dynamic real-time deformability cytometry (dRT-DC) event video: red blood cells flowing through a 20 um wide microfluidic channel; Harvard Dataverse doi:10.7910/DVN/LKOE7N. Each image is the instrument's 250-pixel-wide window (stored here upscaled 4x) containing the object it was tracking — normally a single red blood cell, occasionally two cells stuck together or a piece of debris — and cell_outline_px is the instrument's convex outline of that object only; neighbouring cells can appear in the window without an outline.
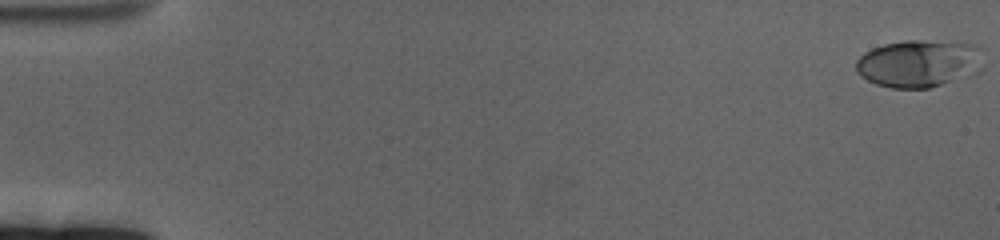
{"species": "human", "species_latin": "Homo sapiens", "temperature_condition": "cold", "stored_images_in_passage": 62, "camera_frame_rate_fps": 3000, "um_per_image_px": 0.085, "donor": {"sex": "female"}, "frame": {"image": 1, "passage_image": 1, "time_ms": 0.0, "image_size_px": [1000, 240], "cell_outline_px": [[984, 48], [948, 80], [940, 84], [928, 88], [892, 88], [876, 84], [860, 76], [856, 72], [856, 60], [864, 52], [872, 48], [884, 44], [904, 40], [920, 40], [972, 44]], "centroid_in_image_um": [77.73, 5.35], "position_along_channel_um": 7.3, "area_um2": 32.48}}
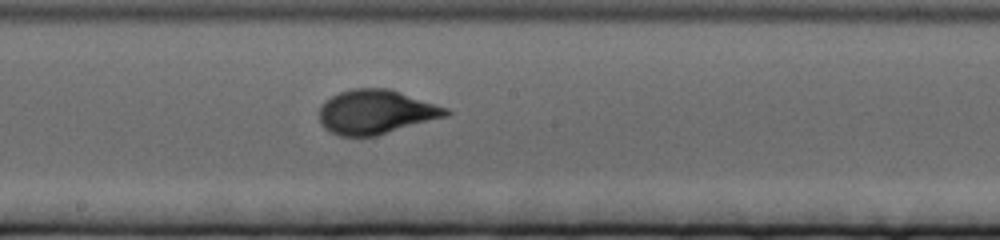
{"frame": {"image": 2, "passage_image": 35, "time_ms": 11.333, "image_size_px": [1000, 240], "cell_outline_px": [[452, 112], [448, 116], [376, 136], [340, 136], [324, 128], [320, 124], [320, 108], [324, 100], [340, 92], [352, 88], [388, 88], [448, 108]], "centroid_in_image_um": [31.96, 9.52], "position_along_channel_um": 216.2, "area_um2": 32.66}}
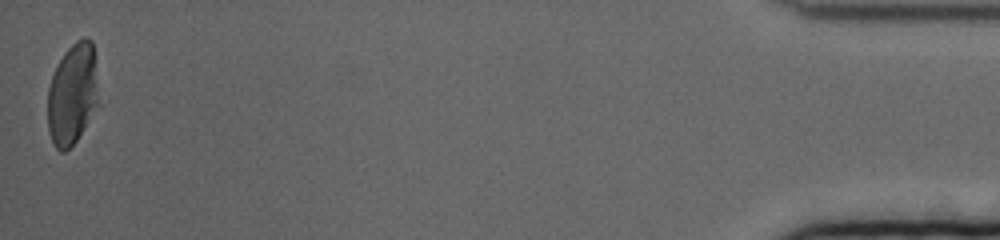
{"frame": {"image": 3, "passage_image": 62, "time_ms": 20.333, "image_size_px": [1000, 240], "cell_outline_px": [[96, 104], [76, 140], [64, 152], [60, 152], [56, 148], [52, 140], [48, 128], [48, 88], [52, 76], [64, 52], [76, 40], [84, 36], [88, 36], [92, 40], [96, 84]], "centroid_in_image_um": [6.11, 7.96], "position_along_channel_um": 429.1, "area_um2": 29.02}, "authors_computed_cell_mechanics": {"area_um2": 31.3276, "velocity_mm_per_s": 3.3181, "shape_relaxation_time_tau1_ms": 4.7185, "shape_relaxation_time_tau2_ms": null, "deformation_change_tau1": 0.1917, "deformation_change_tau2": null}}